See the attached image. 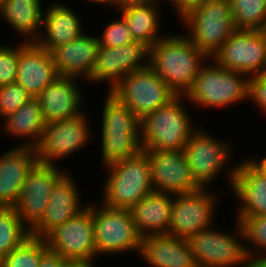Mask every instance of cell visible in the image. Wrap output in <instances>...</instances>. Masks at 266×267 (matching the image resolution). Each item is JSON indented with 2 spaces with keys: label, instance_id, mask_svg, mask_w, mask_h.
Listing matches in <instances>:
<instances>
[{
  "label": "cell",
  "instance_id": "obj_1",
  "mask_svg": "<svg viewBox=\"0 0 266 267\" xmlns=\"http://www.w3.org/2000/svg\"><path fill=\"white\" fill-rule=\"evenodd\" d=\"M208 59L183 31L167 32L149 48V67L176 95L188 93Z\"/></svg>",
  "mask_w": 266,
  "mask_h": 267
},
{
  "label": "cell",
  "instance_id": "obj_2",
  "mask_svg": "<svg viewBox=\"0 0 266 267\" xmlns=\"http://www.w3.org/2000/svg\"><path fill=\"white\" fill-rule=\"evenodd\" d=\"M104 96L99 120L101 123L97 129L100 128L97 140L100 145H96L100 146L102 167L137 156L142 151L140 119L108 92Z\"/></svg>",
  "mask_w": 266,
  "mask_h": 267
},
{
  "label": "cell",
  "instance_id": "obj_3",
  "mask_svg": "<svg viewBox=\"0 0 266 267\" xmlns=\"http://www.w3.org/2000/svg\"><path fill=\"white\" fill-rule=\"evenodd\" d=\"M220 138L200 125L189 138L183 151L194 180L202 188H212L211 184L218 182V177L223 175L221 178L225 176L223 179L227 180L231 190L237 162L232 163L237 149L231 143L232 139H222V136Z\"/></svg>",
  "mask_w": 266,
  "mask_h": 267
},
{
  "label": "cell",
  "instance_id": "obj_4",
  "mask_svg": "<svg viewBox=\"0 0 266 267\" xmlns=\"http://www.w3.org/2000/svg\"><path fill=\"white\" fill-rule=\"evenodd\" d=\"M186 103L189 105L185 95H177L140 120L142 149L184 150L189 138L200 126L195 123L194 115L188 110L191 108Z\"/></svg>",
  "mask_w": 266,
  "mask_h": 267
},
{
  "label": "cell",
  "instance_id": "obj_5",
  "mask_svg": "<svg viewBox=\"0 0 266 267\" xmlns=\"http://www.w3.org/2000/svg\"><path fill=\"white\" fill-rule=\"evenodd\" d=\"M248 82L247 75L228 70L213 58H209L201 67L193 87L185 96L190 107L198 108L199 111L210 108L230 110L229 107L235 104L248 102Z\"/></svg>",
  "mask_w": 266,
  "mask_h": 267
},
{
  "label": "cell",
  "instance_id": "obj_6",
  "mask_svg": "<svg viewBox=\"0 0 266 267\" xmlns=\"http://www.w3.org/2000/svg\"><path fill=\"white\" fill-rule=\"evenodd\" d=\"M104 170L102 197L104 206L130 209L141 198L153 192L147 157L140 152L129 159L118 160L100 167Z\"/></svg>",
  "mask_w": 266,
  "mask_h": 267
},
{
  "label": "cell",
  "instance_id": "obj_7",
  "mask_svg": "<svg viewBox=\"0 0 266 267\" xmlns=\"http://www.w3.org/2000/svg\"><path fill=\"white\" fill-rule=\"evenodd\" d=\"M179 23L181 31L208 58H213L236 30L230 0H203Z\"/></svg>",
  "mask_w": 266,
  "mask_h": 267
},
{
  "label": "cell",
  "instance_id": "obj_8",
  "mask_svg": "<svg viewBox=\"0 0 266 267\" xmlns=\"http://www.w3.org/2000/svg\"><path fill=\"white\" fill-rule=\"evenodd\" d=\"M233 223V230H219L216 223L187 240L197 266L252 267L244 230L237 220Z\"/></svg>",
  "mask_w": 266,
  "mask_h": 267
},
{
  "label": "cell",
  "instance_id": "obj_9",
  "mask_svg": "<svg viewBox=\"0 0 266 267\" xmlns=\"http://www.w3.org/2000/svg\"><path fill=\"white\" fill-rule=\"evenodd\" d=\"M88 114L84 110L75 117L46 123L39 142L34 147L37 162L58 165V162L69 158L71 154L74 156L89 146L94 141L95 134H92V118H89L92 116Z\"/></svg>",
  "mask_w": 266,
  "mask_h": 267
},
{
  "label": "cell",
  "instance_id": "obj_10",
  "mask_svg": "<svg viewBox=\"0 0 266 267\" xmlns=\"http://www.w3.org/2000/svg\"><path fill=\"white\" fill-rule=\"evenodd\" d=\"M93 222L96 259L130 252L138 256L142 237L128 209L110 208L94 198Z\"/></svg>",
  "mask_w": 266,
  "mask_h": 267
},
{
  "label": "cell",
  "instance_id": "obj_11",
  "mask_svg": "<svg viewBox=\"0 0 266 267\" xmlns=\"http://www.w3.org/2000/svg\"><path fill=\"white\" fill-rule=\"evenodd\" d=\"M108 93L132 110L140 120L177 96L149 66L129 73Z\"/></svg>",
  "mask_w": 266,
  "mask_h": 267
},
{
  "label": "cell",
  "instance_id": "obj_12",
  "mask_svg": "<svg viewBox=\"0 0 266 267\" xmlns=\"http://www.w3.org/2000/svg\"><path fill=\"white\" fill-rule=\"evenodd\" d=\"M218 193L210 187L174 195L168 235L188 240L199 231L216 224V210H219L217 208L221 199L219 195L222 196V193Z\"/></svg>",
  "mask_w": 266,
  "mask_h": 267
},
{
  "label": "cell",
  "instance_id": "obj_13",
  "mask_svg": "<svg viewBox=\"0 0 266 267\" xmlns=\"http://www.w3.org/2000/svg\"><path fill=\"white\" fill-rule=\"evenodd\" d=\"M46 245L68 261L96 259L93 201L80 213L55 227L45 237Z\"/></svg>",
  "mask_w": 266,
  "mask_h": 267
},
{
  "label": "cell",
  "instance_id": "obj_14",
  "mask_svg": "<svg viewBox=\"0 0 266 267\" xmlns=\"http://www.w3.org/2000/svg\"><path fill=\"white\" fill-rule=\"evenodd\" d=\"M149 66V47L142 42L132 41L120 47L99 45L95 64L86 81L88 85L104 83L109 90L129 73ZM107 83V84H105Z\"/></svg>",
  "mask_w": 266,
  "mask_h": 267
},
{
  "label": "cell",
  "instance_id": "obj_15",
  "mask_svg": "<svg viewBox=\"0 0 266 267\" xmlns=\"http://www.w3.org/2000/svg\"><path fill=\"white\" fill-rule=\"evenodd\" d=\"M213 59L228 70L252 77L266 72V41L260 30L236 29Z\"/></svg>",
  "mask_w": 266,
  "mask_h": 267
},
{
  "label": "cell",
  "instance_id": "obj_16",
  "mask_svg": "<svg viewBox=\"0 0 266 267\" xmlns=\"http://www.w3.org/2000/svg\"><path fill=\"white\" fill-rule=\"evenodd\" d=\"M141 152L147 157L154 191L179 195L202 188L194 180L183 150L142 149Z\"/></svg>",
  "mask_w": 266,
  "mask_h": 267
},
{
  "label": "cell",
  "instance_id": "obj_17",
  "mask_svg": "<svg viewBox=\"0 0 266 267\" xmlns=\"http://www.w3.org/2000/svg\"><path fill=\"white\" fill-rule=\"evenodd\" d=\"M66 171L59 165L37 162L27 174L13 208L29 230L41 220L54 184Z\"/></svg>",
  "mask_w": 266,
  "mask_h": 267
},
{
  "label": "cell",
  "instance_id": "obj_18",
  "mask_svg": "<svg viewBox=\"0 0 266 267\" xmlns=\"http://www.w3.org/2000/svg\"><path fill=\"white\" fill-rule=\"evenodd\" d=\"M73 174L67 168L56 181L45 212L41 220L30 230V236L44 238L55 227L62 225L88 206V203L81 199L80 185H77Z\"/></svg>",
  "mask_w": 266,
  "mask_h": 267
},
{
  "label": "cell",
  "instance_id": "obj_19",
  "mask_svg": "<svg viewBox=\"0 0 266 267\" xmlns=\"http://www.w3.org/2000/svg\"><path fill=\"white\" fill-rule=\"evenodd\" d=\"M244 159V160H243ZM237 162L231 194L237 199L234 217L266 215V174L248 156Z\"/></svg>",
  "mask_w": 266,
  "mask_h": 267
},
{
  "label": "cell",
  "instance_id": "obj_20",
  "mask_svg": "<svg viewBox=\"0 0 266 267\" xmlns=\"http://www.w3.org/2000/svg\"><path fill=\"white\" fill-rule=\"evenodd\" d=\"M57 77L51 52L40 47L35 41L19 40V60L16 82L32 98L39 94Z\"/></svg>",
  "mask_w": 266,
  "mask_h": 267
},
{
  "label": "cell",
  "instance_id": "obj_21",
  "mask_svg": "<svg viewBox=\"0 0 266 267\" xmlns=\"http://www.w3.org/2000/svg\"><path fill=\"white\" fill-rule=\"evenodd\" d=\"M79 82L74 77L59 76L39 94L37 99L45 123L69 119L83 112L85 92Z\"/></svg>",
  "mask_w": 266,
  "mask_h": 267
},
{
  "label": "cell",
  "instance_id": "obj_22",
  "mask_svg": "<svg viewBox=\"0 0 266 267\" xmlns=\"http://www.w3.org/2000/svg\"><path fill=\"white\" fill-rule=\"evenodd\" d=\"M64 3L66 2L60 3L54 0V3L50 2L44 8L42 30L35 42L49 52L74 41L87 31L77 10L73 9L72 4Z\"/></svg>",
  "mask_w": 266,
  "mask_h": 267
},
{
  "label": "cell",
  "instance_id": "obj_23",
  "mask_svg": "<svg viewBox=\"0 0 266 267\" xmlns=\"http://www.w3.org/2000/svg\"><path fill=\"white\" fill-rule=\"evenodd\" d=\"M99 37L85 32L74 41L51 51L59 76L74 77L87 81L95 64L99 48Z\"/></svg>",
  "mask_w": 266,
  "mask_h": 267
},
{
  "label": "cell",
  "instance_id": "obj_24",
  "mask_svg": "<svg viewBox=\"0 0 266 267\" xmlns=\"http://www.w3.org/2000/svg\"><path fill=\"white\" fill-rule=\"evenodd\" d=\"M0 154V207H14L37 156L34 148L21 146H11Z\"/></svg>",
  "mask_w": 266,
  "mask_h": 267
},
{
  "label": "cell",
  "instance_id": "obj_25",
  "mask_svg": "<svg viewBox=\"0 0 266 267\" xmlns=\"http://www.w3.org/2000/svg\"><path fill=\"white\" fill-rule=\"evenodd\" d=\"M174 195L153 191L133 205L129 212L140 236L168 235Z\"/></svg>",
  "mask_w": 266,
  "mask_h": 267
},
{
  "label": "cell",
  "instance_id": "obj_26",
  "mask_svg": "<svg viewBox=\"0 0 266 267\" xmlns=\"http://www.w3.org/2000/svg\"><path fill=\"white\" fill-rule=\"evenodd\" d=\"M138 256L149 267L197 266L188 241L169 235L143 237Z\"/></svg>",
  "mask_w": 266,
  "mask_h": 267
},
{
  "label": "cell",
  "instance_id": "obj_27",
  "mask_svg": "<svg viewBox=\"0 0 266 267\" xmlns=\"http://www.w3.org/2000/svg\"><path fill=\"white\" fill-rule=\"evenodd\" d=\"M163 4L162 0H152L118 9L128 25L133 41L142 42L150 48L167 34L166 31H160L164 21L161 18L165 17L161 12L165 8Z\"/></svg>",
  "mask_w": 266,
  "mask_h": 267
},
{
  "label": "cell",
  "instance_id": "obj_28",
  "mask_svg": "<svg viewBox=\"0 0 266 267\" xmlns=\"http://www.w3.org/2000/svg\"><path fill=\"white\" fill-rule=\"evenodd\" d=\"M45 7L42 0H6L0 6V19L10 25L22 41H35L42 30Z\"/></svg>",
  "mask_w": 266,
  "mask_h": 267
},
{
  "label": "cell",
  "instance_id": "obj_29",
  "mask_svg": "<svg viewBox=\"0 0 266 267\" xmlns=\"http://www.w3.org/2000/svg\"><path fill=\"white\" fill-rule=\"evenodd\" d=\"M0 131L11 138L21 141L13 146L34 148L39 142L45 127L40 103L37 98L30 99L17 111L1 120Z\"/></svg>",
  "mask_w": 266,
  "mask_h": 267
},
{
  "label": "cell",
  "instance_id": "obj_30",
  "mask_svg": "<svg viewBox=\"0 0 266 267\" xmlns=\"http://www.w3.org/2000/svg\"><path fill=\"white\" fill-rule=\"evenodd\" d=\"M30 237L13 207H0V261Z\"/></svg>",
  "mask_w": 266,
  "mask_h": 267
},
{
  "label": "cell",
  "instance_id": "obj_31",
  "mask_svg": "<svg viewBox=\"0 0 266 267\" xmlns=\"http://www.w3.org/2000/svg\"><path fill=\"white\" fill-rule=\"evenodd\" d=\"M236 29L260 30L266 26V0H230Z\"/></svg>",
  "mask_w": 266,
  "mask_h": 267
},
{
  "label": "cell",
  "instance_id": "obj_32",
  "mask_svg": "<svg viewBox=\"0 0 266 267\" xmlns=\"http://www.w3.org/2000/svg\"><path fill=\"white\" fill-rule=\"evenodd\" d=\"M245 233L246 249L254 260L266 254V215L256 217H234Z\"/></svg>",
  "mask_w": 266,
  "mask_h": 267
},
{
  "label": "cell",
  "instance_id": "obj_33",
  "mask_svg": "<svg viewBox=\"0 0 266 267\" xmlns=\"http://www.w3.org/2000/svg\"><path fill=\"white\" fill-rule=\"evenodd\" d=\"M40 256L41 238L30 236L0 261V267H38Z\"/></svg>",
  "mask_w": 266,
  "mask_h": 267
},
{
  "label": "cell",
  "instance_id": "obj_34",
  "mask_svg": "<svg viewBox=\"0 0 266 267\" xmlns=\"http://www.w3.org/2000/svg\"><path fill=\"white\" fill-rule=\"evenodd\" d=\"M116 17L109 20L102 32L98 33L99 44L103 47H120L133 41L131 32L124 18Z\"/></svg>",
  "mask_w": 266,
  "mask_h": 267
},
{
  "label": "cell",
  "instance_id": "obj_35",
  "mask_svg": "<svg viewBox=\"0 0 266 267\" xmlns=\"http://www.w3.org/2000/svg\"><path fill=\"white\" fill-rule=\"evenodd\" d=\"M32 97L17 82L0 87V120L17 111Z\"/></svg>",
  "mask_w": 266,
  "mask_h": 267
},
{
  "label": "cell",
  "instance_id": "obj_36",
  "mask_svg": "<svg viewBox=\"0 0 266 267\" xmlns=\"http://www.w3.org/2000/svg\"><path fill=\"white\" fill-rule=\"evenodd\" d=\"M17 44L0 43V87L17 80L19 60V40Z\"/></svg>",
  "mask_w": 266,
  "mask_h": 267
},
{
  "label": "cell",
  "instance_id": "obj_37",
  "mask_svg": "<svg viewBox=\"0 0 266 267\" xmlns=\"http://www.w3.org/2000/svg\"><path fill=\"white\" fill-rule=\"evenodd\" d=\"M248 101L266 115V72L249 77Z\"/></svg>",
  "mask_w": 266,
  "mask_h": 267
},
{
  "label": "cell",
  "instance_id": "obj_38",
  "mask_svg": "<svg viewBox=\"0 0 266 267\" xmlns=\"http://www.w3.org/2000/svg\"><path fill=\"white\" fill-rule=\"evenodd\" d=\"M67 263L66 258L48 248L44 238H41V256L38 267H66Z\"/></svg>",
  "mask_w": 266,
  "mask_h": 267
},
{
  "label": "cell",
  "instance_id": "obj_39",
  "mask_svg": "<svg viewBox=\"0 0 266 267\" xmlns=\"http://www.w3.org/2000/svg\"><path fill=\"white\" fill-rule=\"evenodd\" d=\"M166 2L176 15L178 21H180L188 12L196 8L203 0H162Z\"/></svg>",
  "mask_w": 266,
  "mask_h": 267
},
{
  "label": "cell",
  "instance_id": "obj_40",
  "mask_svg": "<svg viewBox=\"0 0 266 267\" xmlns=\"http://www.w3.org/2000/svg\"><path fill=\"white\" fill-rule=\"evenodd\" d=\"M152 0H113V10L117 11L118 9L132 5V4H144Z\"/></svg>",
  "mask_w": 266,
  "mask_h": 267
},
{
  "label": "cell",
  "instance_id": "obj_41",
  "mask_svg": "<svg viewBox=\"0 0 266 267\" xmlns=\"http://www.w3.org/2000/svg\"><path fill=\"white\" fill-rule=\"evenodd\" d=\"M96 260L97 259L68 261L66 267H96L97 266L96 264H99L98 263L99 261Z\"/></svg>",
  "mask_w": 266,
  "mask_h": 267
},
{
  "label": "cell",
  "instance_id": "obj_42",
  "mask_svg": "<svg viewBox=\"0 0 266 267\" xmlns=\"http://www.w3.org/2000/svg\"><path fill=\"white\" fill-rule=\"evenodd\" d=\"M252 155V156H251ZM256 153L253 154L251 153L250 156L248 155V158L259 168L261 169L265 174H266V154L261 158V156L256 155ZM259 156V157H257Z\"/></svg>",
  "mask_w": 266,
  "mask_h": 267
},
{
  "label": "cell",
  "instance_id": "obj_43",
  "mask_svg": "<svg viewBox=\"0 0 266 267\" xmlns=\"http://www.w3.org/2000/svg\"><path fill=\"white\" fill-rule=\"evenodd\" d=\"M83 2L85 1V2H87V3H89L90 2V4H97L98 6L99 5H105V6H107V5H109V6H107L106 8L108 9L109 7H110V9L112 8V10H113V0H82Z\"/></svg>",
  "mask_w": 266,
  "mask_h": 267
},
{
  "label": "cell",
  "instance_id": "obj_44",
  "mask_svg": "<svg viewBox=\"0 0 266 267\" xmlns=\"http://www.w3.org/2000/svg\"><path fill=\"white\" fill-rule=\"evenodd\" d=\"M260 32L262 33L263 37L265 38L266 41V26L260 29Z\"/></svg>",
  "mask_w": 266,
  "mask_h": 267
},
{
  "label": "cell",
  "instance_id": "obj_45",
  "mask_svg": "<svg viewBox=\"0 0 266 267\" xmlns=\"http://www.w3.org/2000/svg\"><path fill=\"white\" fill-rule=\"evenodd\" d=\"M6 0H0V6L5 2Z\"/></svg>",
  "mask_w": 266,
  "mask_h": 267
}]
</instances>
